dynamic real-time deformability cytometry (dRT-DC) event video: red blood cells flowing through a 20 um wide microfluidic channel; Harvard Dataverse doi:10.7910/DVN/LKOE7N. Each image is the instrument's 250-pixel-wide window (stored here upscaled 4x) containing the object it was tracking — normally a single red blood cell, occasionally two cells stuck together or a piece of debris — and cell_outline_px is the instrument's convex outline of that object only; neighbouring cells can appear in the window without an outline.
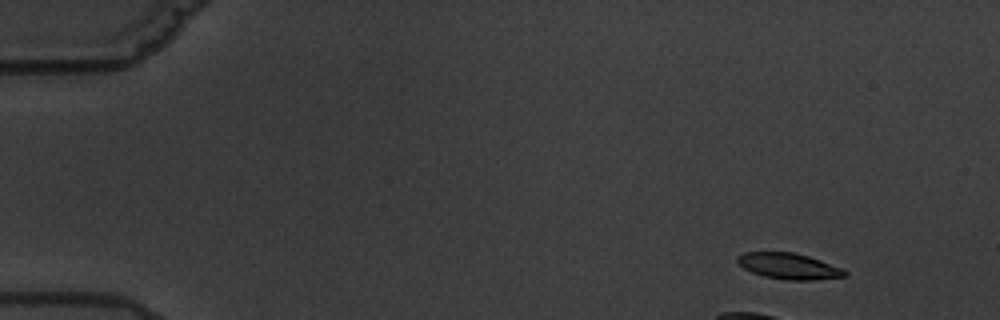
{"species": "common noctule bat (a hibernating species)", "species_latin": "Nyctalus noctula", "temperature_condition": "warm", "stored_images_in_passage": 5, "segment_of_instrument_passage": [1, 2], "camera_frame_rate_fps": 3000, "um_per_image_px": 0.085, "animal": {"sex": "male", "body_mass_g": 19.5, "forearm_length_mm": 54.6}, "frame": {"image": 1, "passage_image": 1, "time_ms": 0.0, "image_size_px": [1000, 320], "cell_outline_px": [[848, 276], [812, 280], [788, 280], [764, 276], [752, 272], [744, 268], [736, 260], [736, 256], [744, 252], [792, 252], [808, 256], [844, 268], [848, 272]], "centroid_in_image_um": [67.08, 22.62], "position_along_channel_um": 17.9, "area_um2": 16.3}}